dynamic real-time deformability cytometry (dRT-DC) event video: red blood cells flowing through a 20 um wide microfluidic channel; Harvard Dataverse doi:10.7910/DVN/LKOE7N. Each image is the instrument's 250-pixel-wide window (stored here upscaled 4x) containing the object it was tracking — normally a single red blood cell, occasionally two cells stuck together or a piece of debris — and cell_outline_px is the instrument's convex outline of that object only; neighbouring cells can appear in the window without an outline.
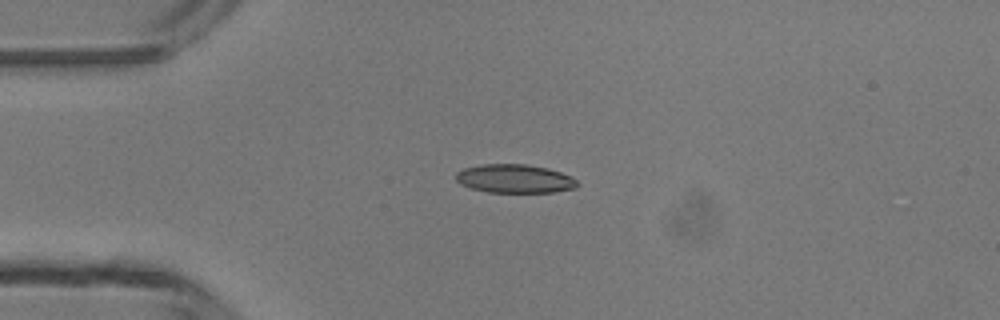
{"species": "common noctule bat (a hibernating species)", "species_latin": "Nyctalus noctula", "temperature_condition": "room temperature", "stored_images_in_passage": 5, "camera_frame_rate_fps": 3000, "um_per_image_px": 0.085, "animal": {"sex": "male", "body_mass_g": 13.3}, "frame": {"image": 1, "passage_image": 3, "time_ms": 3.0, "image_size_px": [1000, 320], "cell_outline_px": [[580, 184], [576, 188], [552, 192], [488, 192], [468, 188], [460, 184], [456, 180], [456, 172], [464, 168], [480, 164], [524, 164], [548, 168], [572, 176]], "centroid_in_image_um": [43.74, 15.19], "position_along_channel_um": 41.3, "area_um2": 20.4}}
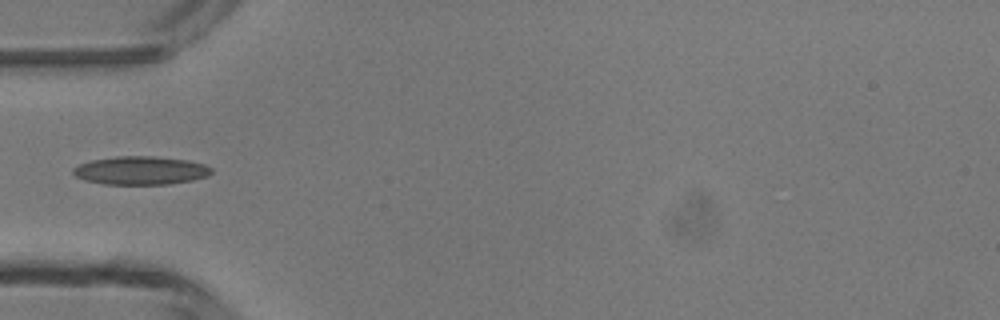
{"frame": {"image": 2, "passage_image": 4, "time_ms": 4.333, "image_size_px": [1000, 320], "cell_outline_px": [[212, 172], [208, 176], [192, 180], [168, 184], [104, 184], [84, 180], [76, 176], [72, 172], [72, 168], [80, 164], [92, 160], [116, 156], [152, 156], [188, 160], [204, 164], [212, 168]], "centroid_in_image_um": [11.96, 14.49], "position_along_channel_um": 73.0, "area_um2": 22.83}}
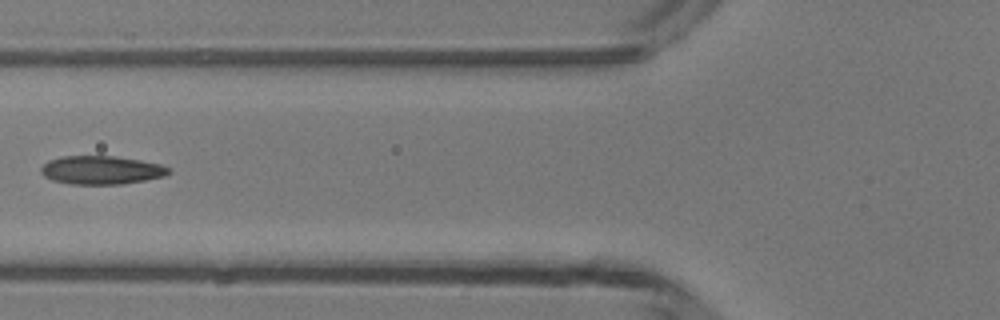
{"frame": {"image": 3, "passage_image": 5, "time_ms": 5.333, "image_size_px": [1000, 320], "cell_outline_px": [[172, 172], [164, 176], [124, 184], [72, 184], [52, 180], [44, 176], [40, 172], [40, 168], [48, 160], [60, 156], [116, 156], [140, 160], [160, 164], [172, 168]], "centroid_in_image_um": [8.62, 14.45], "position_along_channel_um": 117.2, "area_um2": 21.33}}